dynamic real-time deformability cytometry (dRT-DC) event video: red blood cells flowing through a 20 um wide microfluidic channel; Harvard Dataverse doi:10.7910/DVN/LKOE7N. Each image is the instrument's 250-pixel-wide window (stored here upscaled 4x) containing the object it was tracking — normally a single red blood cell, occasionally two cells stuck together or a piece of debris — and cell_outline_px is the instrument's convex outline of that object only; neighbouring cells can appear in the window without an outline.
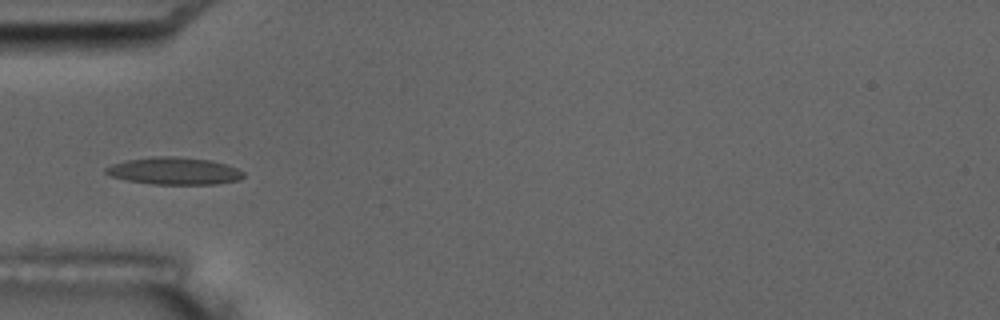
{"species": "common noctule bat (a hibernating species)", "species_latin": "Nyctalus noctula", "temperature_condition": "room temperature", "stored_images_in_passage": 7, "camera_frame_rate_fps": 3000, "um_per_image_px": 0.085, "animal": {"sex": "male", "body_mass_g": 17.5, "forearm_length_mm": 52.3}, "frame": {"image": 1, "passage_image": 5, "time_ms": 5.333, "image_size_px": [1000, 320], "cell_outline_px": [[244, 176], [240, 180], [216, 184], [152, 184], [128, 180], [112, 176], [104, 172], [104, 168], [112, 164], [128, 160], [152, 156], [176, 156], [212, 160], [236, 168], [244, 172]], "centroid_in_image_um": [14.82, 14.53], "position_along_channel_um": 70.2, "area_um2": 21.85}}